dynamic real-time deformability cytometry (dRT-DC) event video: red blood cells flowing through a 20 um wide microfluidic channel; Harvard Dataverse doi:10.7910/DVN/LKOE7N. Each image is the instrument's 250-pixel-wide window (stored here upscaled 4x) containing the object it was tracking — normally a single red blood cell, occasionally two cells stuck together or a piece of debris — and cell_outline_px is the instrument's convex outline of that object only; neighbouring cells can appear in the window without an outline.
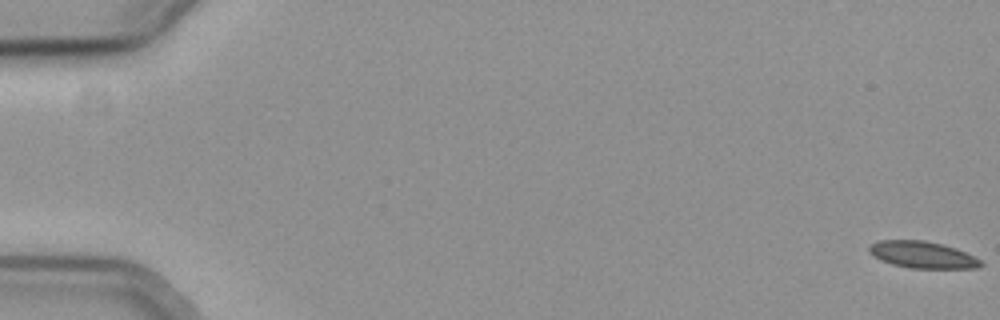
{"species": "common noctule bat (a hibernating species)", "species_latin": "Nyctalus noctula", "temperature_condition": "cold", "stored_images_in_passage": 15, "camera_frame_rate_fps": 3000, "um_per_image_px": 0.085, "animal": {"sex": "female", "body_mass_g": 19.3, "forearm_length_mm": 54.1}, "frame": {"image": 1, "passage_image": 1, "time_ms": 0.0, "image_size_px": [1000, 320], "cell_outline_px": [[984, 264], [976, 268], [908, 268], [892, 264], [880, 260], [872, 256], [868, 252], [868, 248], [872, 244], [880, 240], [924, 240], [944, 244], [956, 248], [980, 260]], "centroid_in_image_um": [78.37, 21.65], "position_along_channel_um": 6.6, "area_um2": 17.46}}